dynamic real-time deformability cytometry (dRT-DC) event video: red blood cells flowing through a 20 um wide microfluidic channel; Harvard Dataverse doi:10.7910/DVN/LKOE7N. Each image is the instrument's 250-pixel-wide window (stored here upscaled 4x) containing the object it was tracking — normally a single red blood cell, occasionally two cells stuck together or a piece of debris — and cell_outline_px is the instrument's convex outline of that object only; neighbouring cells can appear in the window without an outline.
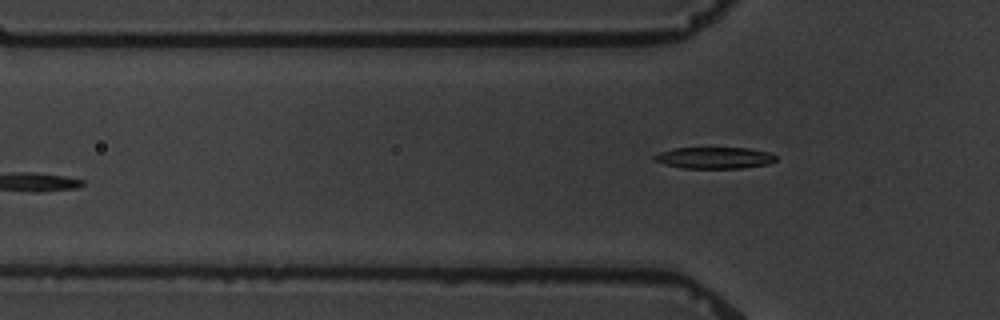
{"species": "common noctule bat (a hibernating species)", "species_latin": "Nyctalus noctula", "temperature_condition": "warm", "stored_images_in_passage": 6, "camera_frame_rate_fps": 3000, "um_per_image_px": 0.085, "animal": {"sex": "male", "body_mass_g": 19.5, "forearm_length_mm": 54.6}, "frame": {"image": 1, "passage_image": 6, "time_ms": 5.667, "image_size_px": [1000, 320], "cell_outline_px": [[776, 160], [768, 164], [744, 168], [684, 168], [664, 164], [652, 160], [652, 156], [660, 152], [676, 148], [748, 148], [768, 152], [776, 156]], "centroid_in_image_um": [60.71, 13.42], "position_along_channel_um": 65.1, "area_um2": 15.2}}